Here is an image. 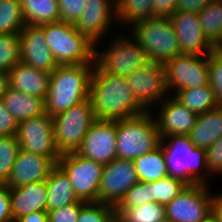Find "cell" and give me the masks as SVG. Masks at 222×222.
<instances>
[{"label":"cell","instance_id":"obj_30","mask_svg":"<svg viewBox=\"0 0 222 222\" xmlns=\"http://www.w3.org/2000/svg\"><path fill=\"white\" fill-rule=\"evenodd\" d=\"M154 0H115L116 20L131 24L153 17Z\"/></svg>","mask_w":222,"mask_h":222},{"label":"cell","instance_id":"obj_8","mask_svg":"<svg viewBox=\"0 0 222 222\" xmlns=\"http://www.w3.org/2000/svg\"><path fill=\"white\" fill-rule=\"evenodd\" d=\"M57 164L68 175L74 193L80 201L99 202L102 164L77 152L61 154Z\"/></svg>","mask_w":222,"mask_h":222},{"label":"cell","instance_id":"obj_10","mask_svg":"<svg viewBox=\"0 0 222 222\" xmlns=\"http://www.w3.org/2000/svg\"><path fill=\"white\" fill-rule=\"evenodd\" d=\"M17 139L20 149L49 157L55 164L61 157L53 133V117L48 113L18 122Z\"/></svg>","mask_w":222,"mask_h":222},{"label":"cell","instance_id":"obj_3","mask_svg":"<svg viewBox=\"0 0 222 222\" xmlns=\"http://www.w3.org/2000/svg\"><path fill=\"white\" fill-rule=\"evenodd\" d=\"M40 26L58 65L95 63V45L77 30L75 24L60 20Z\"/></svg>","mask_w":222,"mask_h":222},{"label":"cell","instance_id":"obj_25","mask_svg":"<svg viewBox=\"0 0 222 222\" xmlns=\"http://www.w3.org/2000/svg\"><path fill=\"white\" fill-rule=\"evenodd\" d=\"M7 110L20 122L45 113V101L38 96L9 88L1 99Z\"/></svg>","mask_w":222,"mask_h":222},{"label":"cell","instance_id":"obj_43","mask_svg":"<svg viewBox=\"0 0 222 222\" xmlns=\"http://www.w3.org/2000/svg\"><path fill=\"white\" fill-rule=\"evenodd\" d=\"M0 222H14L9 188L4 183H0Z\"/></svg>","mask_w":222,"mask_h":222},{"label":"cell","instance_id":"obj_9","mask_svg":"<svg viewBox=\"0 0 222 222\" xmlns=\"http://www.w3.org/2000/svg\"><path fill=\"white\" fill-rule=\"evenodd\" d=\"M95 65L102 71L127 77L150 62L147 53L135 40L117 36L105 52L94 53Z\"/></svg>","mask_w":222,"mask_h":222},{"label":"cell","instance_id":"obj_42","mask_svg":"<svg viewBox=\"0 0 222 222\" xmlns=\"http://www.w3.org/2000/svg\"><path fill=\"white\" fill-rule=\"evenodd\" d=\"M208 80L212 88L222 82V57L214 50L208 54Z\"/></svg>","mask_w":222,"mask_h":222},{"label":"cell","instance_id":"obj_1","mask_svg":"<svg viewBox=\"0 0 222 222\" xmlns=\"http://www.w3.org/2000/svg\"><path fill=\"white\" fill-rule=\"evenodd\" d=\"M89 98L97 120H120L147 112L126 77L102 72L96 65L91 74Z\"/></svg>","mask_w":222,"mask_h":222},{"label":"cell","instance_id":"obj_6","mask_svg":"<svg viewBox=\"0 0 222 222\" xmlns=\"http://www.w3.org/2000/svg\"><path fill=\"white\" fill-rule=\"evenodd\" d=\"M136 40L151 62L164 65L179 52V42L170 17H152L132 26Z\"/></svg>","mask_w":222,"mask_h":222},{"label":"cell","instance_id":"obj_45","mask_svg":"<svg viewBox=\"0 0 222 222\" xmlns=\"http://www.w3.org/2000/svg\"><path fill=\"white\" fill-rule=\"evenodd\" d=\"M211 0H178L177 11L200 13Z\"/></svg>","mask_w":222,"mask_h":222},{"label":"cell","instance_id":"obj_49","mask_svg":"<svg viewBox=\"0 0 222 222\" xmlns=\"http://www.w3.org/2000/svg\"><path fill=\"white\" fill-rule=\"evenodd\" d=\"M215 98L217 101V105L222 107V82H219L217 85L213 87Z\"/></svg>","mask_w":222,"mask_h":222},{"label":"cell","instance_id":"obj_28","mask_svg":"<svg viewBox=\"0 0 222 222\" xmlns=\"http://www.w3.org/2000/svg\"><path fill=\"white\" fill-rule=\"evenodd\" d=\"M174 93V98L196 115L218 107L214 90L210 85L182 89Z\"/></svg>","mask_w":222,"mask_h":222},{"label":"cell","instance_id":"obj_32","mask_svg":"<svg viewBox=\"0 0 222 222\" xmlns=\"http://www.w3.org/2000/svg\"><path fill=\"white\" fill-rule=\"evenodd\" d=\"M25 24L20 0H0V34H19Z\"/></svg>","mask_w":222,"mask_h":222},{"label":"cell","instance_id":"obj_41","mask_svg":"<svg viewBox=\"0 0 222 222\" xmlns=\"http://www.w3.org/2000/svg\"><path fill=\"white\" fill-rule=\"evenodd\" d=\"M18 122L0 99V136L16 135Z\"/></svg>","mask_w":222,"mask_h":222},{"label":"cell","instance_id":"obj_24","mask_svg":"<svg viewBox=\"0 0 222 222\" xmlns=\"http://www.w3.org/2000/svg\"><path fill=\"white\" fill-rule=\"evenodd\" d=\"M45 184L48 194L47 211L79 201L68 175L58 164L53 167L50 175L45 180Z\"/></svg>","mask_w":222,"mask_h":222},{"label":"cell","instance_id":"obj_7","mask_svg":"<svg viewBox=\"0 0 222 222\" xmlns=\"http://www.w3.org/2000/svg\"><path fill=\"white\" fill-rule=\"evenodd\" d=\"M90 98L53 116V133L60 154L76 152L96 121Z\"/></svg>","mask_w":222,"mask_h":222},{"label":"cell","instance_id":"obj_11","mask_svg":"<svg viewBox=\"0 0 222 222\" xmlns=\"http://www.w3.org/2000/svg\"><path fill=\"white\" fill-rule=\"evenodd\" d=\"M167 91L205 87L208 80V55L179 54L164 64Z\"/></svg>","mask_w":222,"mask_h":222},{"label":"cell","instance_id":"obj_36","mask_svg":"<svg viewBox=\"0 0 222 222\" xmlns=\"http://www.w3.org/2000/svg\"><path fill=\"white\" fill-rule=\"evenodd\" d=\"M77 222H116L115 206L101 202H86Z\"/></svg>","mask_w":222,"mask_h":222},{"label":"cell","instance_id":"obj_39","mask_svg":"<svg viewBox=\"0 0 222 222\" xmlns=\"http://www.w3.org/2000/svg\"><path fill=\"white\" fill-rule=\"evenodd\" d=\"M86 202L78 201L48 212V222H77L80 209Z\"/></svg>","mask_w":222,"mask_h":222},{"label":"cell","instance_id":"obj_48","mask_svg":"<svg viewBox=\"0 0 222 222\" xmlns=\"http://www.w3.org/2000/svg\"><path fill=\"white\" fill-rule=\"evenodd\" d=\"M213 201V212L217 215L220 222H222V194L212 196Z\"/></svg>","mask_w":222,"mask_h":222},{"label":"cell","instance_id":"obj_37","mask_svg":"<svg viewBox=\"0 0 222 222\" xmlns=\"http://www.w3.org/2000/svg\"><path fill=\"white\" fill-rule=\"evenodd\" d=\"M152 182L136 183L115 206V208H134L152 202Z\"/></svg>","mask_w":222,"mask_h":222},{"label":"cell","instance_id":"obj_19","mask_svg":"<svg viewBox=\"0 0 222 222\" xmlns=\"http://www.w3.org/2000/svg\"><path fill=\"white\" fill-rule=\"evenodd\" d=\"M55 165L49 157L20 149L5 185L14 188L46 180Z\"/></svg>","mask_w":222,"mask_h":222},{"label":"cell","instance_id":"obj_5","mask_svg":"<svg viewBox=\"0 0 222 222\" xmlns=\"http://www.w3.org/2000/svg\"><path fill=\"white\" fill-rule=\"evenodd\" d=\"M165 139L170 140L167 145L163 144ZM160 145L163 148L168 174L171 177L178 178L187 185H205L206 178L197 172L201 167L208 172L205 149L195 147L188 135L163 137Z\"/></svg>","mask_w":222,"mask_h":222},{"label":"cell","instance_id":"obj_51","mask_svg":"<svg viewBox=\"0 0 222 222\" xmlns=\"http://www.w3.org/2000/svg\"><path fill=\"white\" fill-rule=\"evenodd\" d=\"M214 51L222 57V40H220L215 46Z\"/></svg>","mask_w":222,"mask_h":222},{"label":"cell","instance_id":"obj_47","mask_svg":"<svg viewBox=\"0 0 222 222\" xmlns=\"http://www.w3.org/2000/svg\"><path fill=\"white\" fill-rule=\"evenodd\" d=\"M9 89V73L0 71V99Z\"/></svg>","mask_w":222,"mask_h":222},{"label":"cell","instance_id":"obj_27","mask_svg":"<svg viewBox=\"0 0 222 222\" xmlns=\"http://www.w3.org/2000/svg\"><path fill=\"white\" fill-rule=\"evenodd\" d=\"M26 24L42 25L60 21L58 0H20Z\"/></svg>","mask_w":222,"mask_h":222},{"label":"cell","instance_id":"obj_18","mask_svg":"<svg viewBox=\"0 0 222 222\" xmlns=\"http://www.w3.org/2000/svg\"><path fill=\"white\" fill-rule=\"evenodd\" d=\"M114 2L115 0H87L82 15L75 24L77 30L95 47L101 41V36L104 37L105 32L111 27L112 20L116 17Z\"/></svg>","mask_w":222,"mask_h":222},{"label":"cell","instance_id":"obj_31","mask_svg":"<svg viewBox=\"0 0 222 222\" xmlns=\"http://www.w3.org/2000/svg\"><path fill=\"white\" fill-rule=\"evenodd\" d=\"M198 14L205 36L215 46L222 40V0H211Z\"/></svg>","mask_w":222,"mask_h":222},{"label":"cell","instance_id":"obj_38","mask_svg":"<svg viewBox=\"0 0 222 222\" xmlns=\"http://www.w3.org/2000/svg\"><path fill=\"white\" fill-rule=\"evenodd\" d=\"M87 0H58L60 20L76 24L80 19Z\"/></svg>","mask_w":222,"mask_h":222},{"label":"cell","instance_id":"obj_46","mask_svg":"<svg viewBox=\"0 0 222 222\" xmlns=\"http://www.w3.org/2000/svg\"><path fill=\"white\" fill-rule=\"evenodd\" d=\"M16 222H48L47 211H35L30 214L24 215L19 218Z\"/></svg>","mask_w":222,"mask_h":222},{"label":"cell","instance_id":"obj_40","mask_svg":"<svg viewBox=\"0 0 222 222\" xmlns=\"http://www.w3.org/2000/svg\"><path fill=\"white\" fill-rule=\"evenodd\" d=\"M206 152V166L208 172L222 173V136L215 141Z\"/></svg>","mask_w":222,"mask_h":222},{"label":"cell","instance_id":"obj_33","mask_svg":"<svg viewBox=\"0 0 222 222\" xmlns=\"http://www.w3.org/2000/svg\"><path fill=\"white\" fill-rule=\"evenodd\" d=\"M187 186L182 180L170 175L152 182V202L166 205Z\"/></svg>","mask_w":222,"mask_h":222},{"label":"cell","instance_id":"obj_15","mask_svg":"<svg viewBox=\"0 0 222 222\" xmlns=\"http://www.w3.org/2000/svg\"><path fill=\"white\" fill-rule=\"evenodd\" d=\"M137 101L147 110L166 97L164 65L149 62L126 77Z\"/></svg>","mask_w":222,"mask_h":222},{"label":"cell","instance_id":"obj_14","mask_svg":"<svg viewBox=\"0 0 222 222\" xmlns=\"http://www.w3.org/2000/svg\"><path fill=\"white\" fill-rule=\"evenodd\" d=\"M117 120H96L76 151L79 155L106 165L117 158Z\"/></svg>","mask_w":222,"mask_h":222},{"label":"cell","instance_id":"obj_20","mask_svg":"<svg viewBox=\"0 0 222 222\" xmlns=\"http://www.w3.org/2000/svg\"><path fill=\"white\" fill-rule=\"evenodd\" d=\"M158 114L157 129L161 139L170 135H189L198 115L190 111L173 96L165 97Z\"/></svg>","mask_w":222,"mask_h":222},{"label":"cell","instance_id":"obj_13","mask_svg":"<svg viewBox=\"0 0 222 222\" xmlns=\"http://www.w3.org/2000/svg\"><path fill=\"white\" fill-rule=\"evenodd\" d=\"M139 182L133 160L116 158L103 165L99 202L116 206L124 195Z\"/></svg>","mask_w":222,"mask_h":222},{"label":"cell","instance_id":"obj_12","mask_svg":"<svg viewBox=\"0 0 222 222\" xmlns=\"http://www.w3.org/2000/svg\"><path fill=\"white\" fill-rule=\"evenodd\" d=\"M165 206L167 222H201L213 212L206 184L187 185Z\"/></svg>","mask_w":222,"mask_h":222},{"label":"cell","instance_id":"obj_22","mask_svg":"<svg viewBox=\"0 0 222 222\" xmlns=\"http://www.w3.org/2000/svg\"><path fill=\"white\" fill-rule=\"evenodd\" d=\"M9 73V88L21 91L25 94L41 97L46 99L50 74L44 70L17 63Z\"/></svg>","mask_w":222,"mask_h":222},{"label":"cell","instance_id":"obj_21","mask_svg":"<svg viewBox=\"0 0 222 222\" xmlns=\"http://www.w3.org/2000/svg\"><path fill=\"white\" fill-rule=\"evenodd\" d=\"M14 222L35 211H47L48 194L45 180L9 188Z\"/></svg>","mask_w":222,"mask_h":222},{"label":"cell","instance_id":"obj_35","mask_svg":"<svg viewBox=\"0 0 222 222\" xmlns=\"http://www.w3.org/2000/svg\"><path fill=\"white\" fill-rule=\"evenodd\" d=\"M20 146L16 135L0 136V183H6Z\"/></svg>","mask_w":222,"mask_h":222},{"label":"cell","instance_id":"obj_50","mask_svg":"<svg viewBox=\"0 0 222 222\" xmlns=\"http://www.w3.org/2000/svg\"><path fill=\"white\" fill-rule=\"evenodd\" d=\"M201 222H220L219 218L217 217V215L212 212L211 214H209L204 220H202Z\"/></svg>","mask_w":222,"mask_h":222},{"label":"cell","instance_id":"obj_29","mask_svg":"<svg viewBox=\"0 0 222 222\" xmlns=\"http://www.w3.org/2000/svg\"><path fill=\"white\" fill-rule=\"evenodd\" d=\"M116 222H167L166 206L146 203L134 208H115Z\"/></svg>","mask_w":222,"mask_h":222},{"label":"cell","instance_id":"obj_2","mask_svg":"<svg viewBox=\"0 0 222 222\" xmlns=\"http://www.w3.org/2000/svg\"><path fill=\"white\" fill-rule=\"evenodd\" d=\"M94 65H58L50 74L45 112L53 117L89 98Z\"/></svg>","mask_w":222,"mask_h":222},{"label":"cell","instance_id":"obj_26","mask_svg":"<svg viewBox=\"0 0 222 222\" xmlns=\"http://www.w3.org/2000/svg\"><path fill=\"white\" fill-rule=\"evenodd\" d=\"M139 182H154L168 176L166 158L162 146L133 160Z\"/></svg>","mask_w":222,"mask_h":222},{"label":"cell","instance_id":"obj_23","mask_svg":"<svg viewBox=\"0 0 222 222\" xmlns=\"http://www.w3.org/2000/svg\"><path fill=\"white\" fill-rule=\"evenodd\" d=\"M188 136L195 147L209 148L222 136V107L198 115Z\"/></svg>","mask_w":222,"mask_h":222},{"label":"cell","instance_id":"obj_44","mask_svg":"<svg viewBox=\"0 0 222 222\" xmlns=\"http://www.w3.org/2000/svg\"><path fill=\"white\" fill-rule=\"evenodd\" d=\"M178 0H154L153 17H170L177 11Z\"/></svg>","mask_w":222,"mask_h":222},{"label":"cell","instance_id":"obj_16","mask_svg":"<svg viewBox=\"0 0 222 222\" xmlns=\"http://www.w3.org/2000/svg\"><path fill=\"white\" fill-rule=\"evenodd\" d=\"M170 19L175 28L181 54L208 55L214 45L207 39L197 12L175 11Z\"/></svg>","mask_w":222,"mask_h":222},{"label":"cell","instance_id":"obj_34","mask_svg":"<svg viewBox=\"0 0 222 222\" xmlns=\"http://www.w3.org/2000/svg\"><path fill=\"white\" fill-rule=\"evenodd\" d=\"M20 62L19 34H0V71L8 72Z\"/></svg>","mask_w":222,"mask_h":222},{"label":"cell","instance_id":"obj_4","mask_svg":"<svg viewBox=\"0 0 222 222\" xmlns=\"http://www.w3.org/2000/svg\"><path fill=\"white\" fill-rule=\"evenodd\" d=\"M152 117L147 111L132 118L117 120V158L134 160L160 146L156 118Z\"/></svg>","mask_w":222,"mask_h":222},{"label":"cell","instance_id":"obj_17","mask_svg":"<svg viewBox=\"0 0 222 222\" xmlns=\"http://www.w3.org/2000/svg\"><path fill=\"white\" fill-rule=\"evenodd\" d=\"M21 62L52 73L58 66L47 46L41 26L25 24L19 32Z\"/></svg>","mask_w":222,"mask_h":222}]
</instances>
